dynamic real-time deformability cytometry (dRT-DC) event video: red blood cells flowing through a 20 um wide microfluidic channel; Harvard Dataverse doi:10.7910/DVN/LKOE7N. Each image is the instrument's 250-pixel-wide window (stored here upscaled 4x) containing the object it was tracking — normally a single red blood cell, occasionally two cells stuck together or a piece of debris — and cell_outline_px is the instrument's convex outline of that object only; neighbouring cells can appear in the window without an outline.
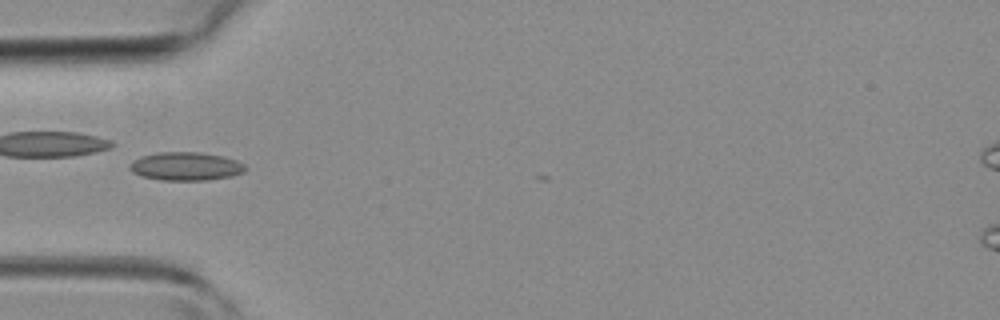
{"species": "common noctule bat (a hibernating species)", "species_latin": "Nyctalus noctula", "temperature_condition": "room temperature", "stored_images_in_passage": 5, "camera_frame_rate_fps": 3000, "um_per_image_px": 0.085, "animal": {"sex": "female", "body_mass_g": 19.3, "forearm_length_mm": 54.1}, "frame": {"image": 1, "passage_image": 4, "time_ms": 4.0, "image_size_px": [1000, 320], "cell_outline_px": [[248, 168], [244, 172], [232, 176], [208, 180], [160, 180], [140, 176], [132, 172], [128, 168], [128, 164], [132, 160], [140, 156], [156, 152], [200, 152], [224, 156], [236, 160], [244, 164]], "centroid_in_image_um": [15.76, 14.13], "position_along_channel_um": 69.2, "area_um2": 19.48}}
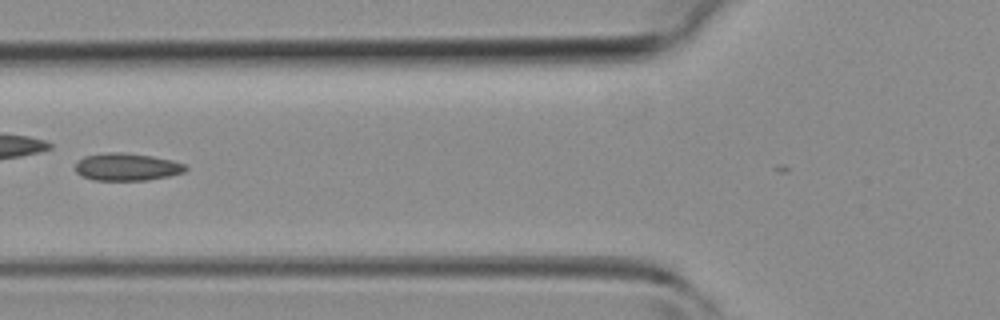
{"frame": {"image": 2, "passage_image": 5, "time_ms": 5.0, "image_size_px": [1000, 320], "cell_outline_px": [[188, 168], [184, 172], [168, 176], [148, 180], [92, 180], [80, 176], [76, 172], [76, 164], [84, 156], [108, 152], [124, 152], [152, 156], [172, 160], [184, 164]], "centroid_in_image_um": [10.77, 14.19], "position_along_channel_um": 115.0, "area_um2": 17.69}}